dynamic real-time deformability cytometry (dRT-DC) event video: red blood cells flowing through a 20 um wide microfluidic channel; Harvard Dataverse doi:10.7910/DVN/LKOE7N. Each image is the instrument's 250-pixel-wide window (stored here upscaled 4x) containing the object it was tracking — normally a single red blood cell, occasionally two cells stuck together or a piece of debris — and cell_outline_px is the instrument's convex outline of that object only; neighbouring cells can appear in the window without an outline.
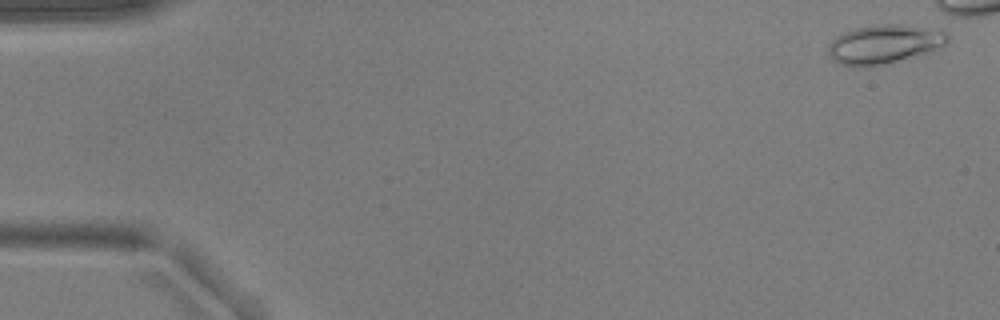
{"species": "common noctule bat (a hibernating species)", "species_latin": "Nyctalus noctula", "temperature_condition": "warm", "stored_images_in_passage": 45, "camera_frame_rate_fps": 3000, "um_per_image_px": 0.085, "animal": {"sex": "male", "body_mass_g": 17.9, "forearm_length_mm": 54.2}, "frame": {"image": 1, "passage_image": 2, "time_ms": 0.333, "image_size_px": [1000, 320], "cell_outline_px": [[948, 40], [944, 44], [924, 52], [888, 64], [868, 68], [844, 64], [832, 60], [828, 52], [828, 44], [836, 36], [844, 32], [856, 28], [872, 24], [900, 24], [944, 32], [948, 36]], "centroid_in_image_um": [75.04, 3.76], "position_along_channel_um": 10.0, "area_um2": 26.59}}
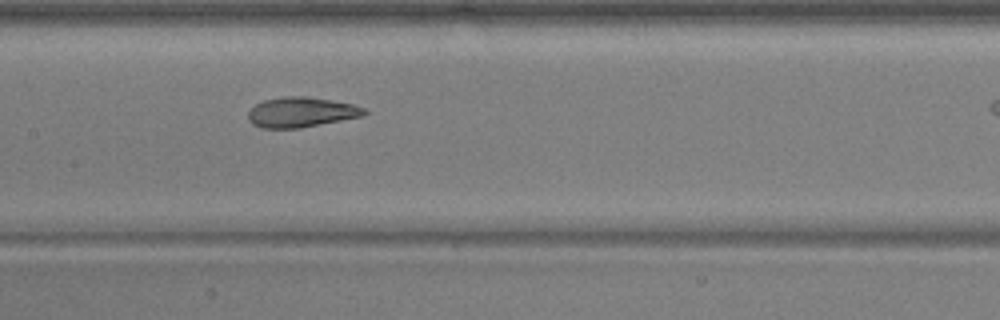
{"frame": {"image": 2, "passage_image": 27, "time_ms": 8.667, "image_size_px": [1000, 320], "cell_outline_px": [[368, 112], [364, 116], [300, 128], [260, 128], [252, 124], [248, 120], [248, 112], [256, 104], [264, 100], [284, 96], [304, 96], [332, 100], [352, 104], [364, 108]], "centroid_in_image_um": [25.6, 9.54], "position_along_channel_um": 181.8, "area_um2": 20.4}}
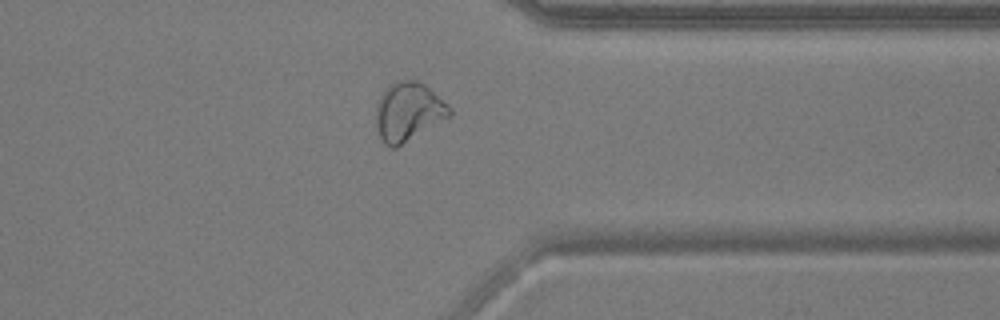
{"frame": {"image": 3, "passage_image": 43, "time_ms": 14.0, "image_size_px": [1000, 320], "cell_outline_px": [[452, 112], [448, 116], [396, 148], [392, 148], [384, 144], [376, 128], [376, 104], [380, 96], [388, 84], [396, 80], [416, 80], [424, 84], [448, 104], [452, 108]], "centroid_in_image_um": [34.66, 9.47], "position_along_channel_um": 376.7, "area_um2": 24.97}}